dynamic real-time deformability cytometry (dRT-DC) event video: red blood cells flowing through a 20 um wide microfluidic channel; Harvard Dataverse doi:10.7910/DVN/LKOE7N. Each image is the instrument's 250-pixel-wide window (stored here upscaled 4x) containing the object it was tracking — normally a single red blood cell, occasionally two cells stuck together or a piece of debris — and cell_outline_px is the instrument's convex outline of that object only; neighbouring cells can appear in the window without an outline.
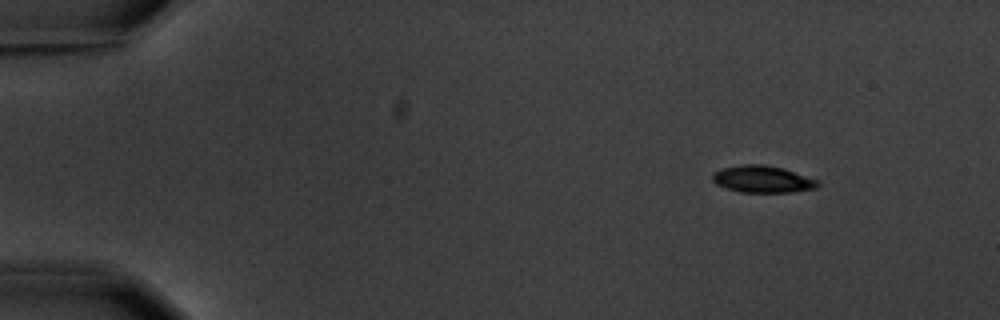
{"species": "common noctule bat (a hibernating species)", "species_latin": "Nyctalus noctula", "temperature_condition": "warm", "stored_images_in_passage": 4, "camera_frame_rate_fps": 3000, "um_per_image_px": 0.085, "animal": {"sex": "male", "body_mass_g": 20.1, "forearm_length_mm": 53.5}, "frame": {"image": 1, "passage_image": 1, "time_ms": 0.0, "image_size_px": [1000, 320], "cell_outline_px": [[820, 184], [816, 188], [792, 192], [740, 192], [716, 184], [712, 180], [712, 172], [720, 168], [744, 164], [764, 164], [784, 168], [820, 180]], "centroid_in_image_um": [64.83, 15.22], "position_along_channel_um": 20.2, "area_um2": 16.76}}
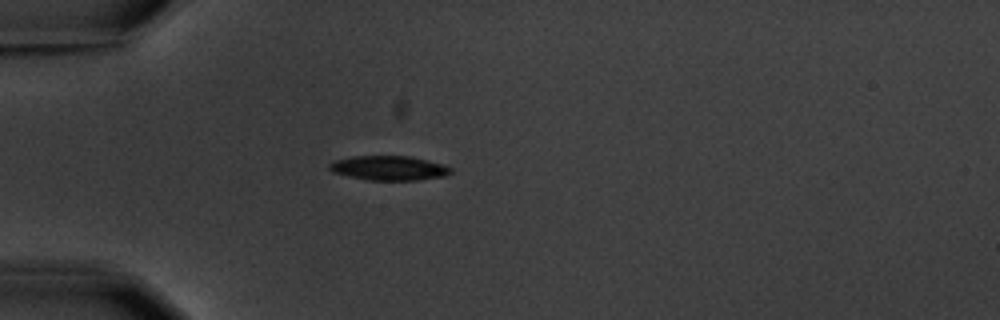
{"frame": {"image": 2, "passage_image": 4, "time_ms": 3.333, "image_size_px": [1000, 320], "cell_outline_px": [[452, 172], [444, 176], [416, 180], [368, 180], [348, 176], [332, 172], [328, 168], [328, 164], [336, 160], [352, 156], [408, 156], [444, 164], [452, 168]], "centroid_in_image_um": [33.05, 14.28], "position_along_channel_um": 52.0, "area_um2": 17.28}}